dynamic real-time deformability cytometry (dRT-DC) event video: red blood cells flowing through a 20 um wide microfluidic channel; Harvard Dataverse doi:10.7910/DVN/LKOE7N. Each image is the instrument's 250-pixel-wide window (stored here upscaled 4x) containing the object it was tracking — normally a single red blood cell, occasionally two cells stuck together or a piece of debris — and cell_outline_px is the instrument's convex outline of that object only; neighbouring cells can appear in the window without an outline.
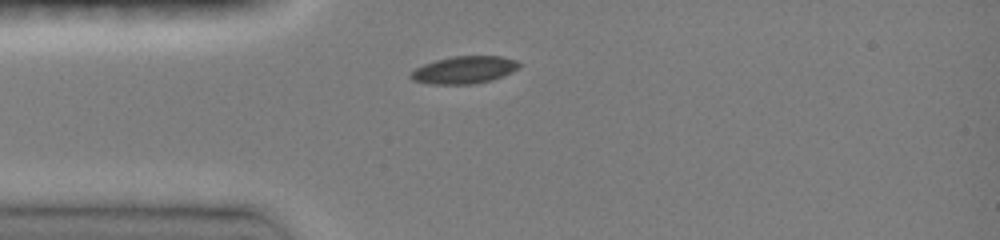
{"species": "common noctule bat (a hibernating species)", "species_latin": "Nyctalus noctula", "temperature_condition": "room temperature", "stored_images_in_passage": 27, "camera_frame_rate_fps": 3000, "um_per_image_px": 0.085, "animal": {"sex": "female", "body_mass_g": 19.0, "forearm_length_mm": 51.5}, "frame": {"image": 1, "passage_image": 1, "time_ms": 0.0, "image_size_px": [1000, 240], "cell_outline_px": [[520, 68], [512, 72], [492, 80], [472, 84], [428, 84], [412, 80], [408, 76], [416, 68], [424, 64], [436, 60], [452, 56], [500, 56], [516, 60], [520, 64]], "centroid_in_image_um": [39.45, 5.94], "position_along_channel_um": 45.5, "area_um2": 17.34}}
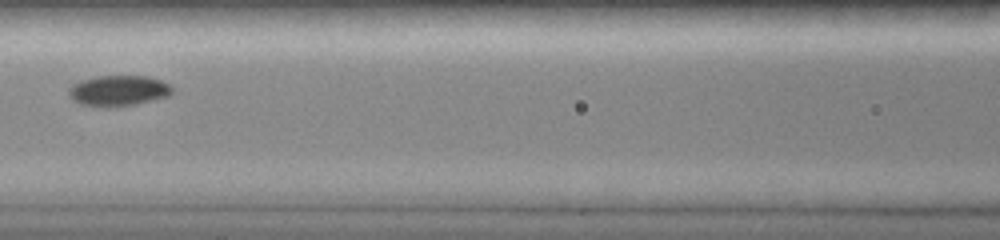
{"frame": {"image": 2, "passage_image": 8, "time_ms": 3.0, "image_size_px": [1000, 240], "cell_outline_px": [[172, 92], [168, 96], [136, 104], [108, 108], [104, 108], [80, 104], [72, 100], [68, 96], [68, 88], [72, 84], [80, 80], [96, 76], [148, 76], [160, 80], [168, 84], [172, 88]], "centroid_in_image_um": [10.0, 7.72], "position_along_channel_um": 156.6, "area_um2": 18.73}}
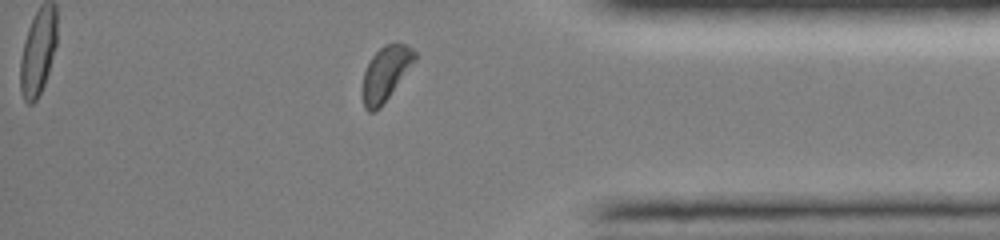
{"frame": {"image": 3, "passage_image": 25, "time_ms": 9.333, "image_size_px": [1000, 240], "cell_outline_px": [[416, 60], [380, 108], [376, 112], [368, 112], [364, 108], [364, 72], [372, 56], [384, 44], [404, 44], [412, 48], [416, 52]], "centroid_in_image_um": [32.8, 6.25], "position_along_channel_um": 402.4, "area_um2": 16.18}, "authors_computed_cell_mechanics": {"area_um2": 17.6868, "velocity_mm_per_s": 4.0243, "shape_relaxation_time_tau1_ms": 2.4977, "shape_relaxation_time_tau2_ms": null, "deformation_change_tau1": 0.0866, "deformation_change_tau2": null}}